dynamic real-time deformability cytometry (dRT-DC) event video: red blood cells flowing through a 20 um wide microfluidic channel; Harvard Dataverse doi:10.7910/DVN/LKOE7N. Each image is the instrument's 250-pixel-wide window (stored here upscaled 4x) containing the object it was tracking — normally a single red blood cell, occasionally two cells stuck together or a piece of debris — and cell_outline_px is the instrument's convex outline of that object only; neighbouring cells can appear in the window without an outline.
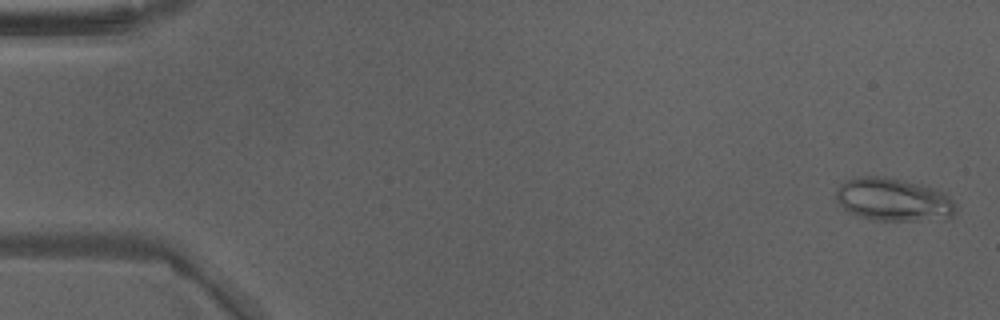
{"species": "Egyptian fruit bat (a non-hibernating species)", "species_latin": "Rousettus aegyptiacus", "temperature_condition": "warm", "stored_images_in_passage": 50, "camera_frame_rate_fps": 3000, "um_per_image_px": 0.085, "animal": {"sex": "male"}, "frame": {"image": 1, "passage_image": 2, "time_ms": 0.333, "image_size_px": [1000, 320], "cell_outline_px": [[956, 208], [952, 216], [912, 220], [880, 220], [860, 216], [848, 212], [836, 200], [836, 192], [840, 184], [844, 180], [860, 176], [880, 176], [920, 184], [932, 188], [948, 196], [952, 200]], "centroid_in_image_um": [75.86, 16.95], "position_along_channel_um": 9.1, "area_um2": 29.25}}
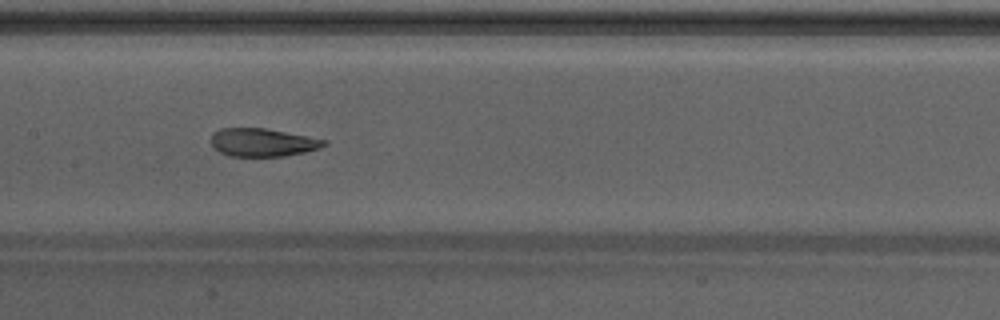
{"frame": {"image": 2, "passage_image": 25, "time_ms": 8.0, "image_size_px": [1000, 320], "cell_outline_px": [[328, 144], [320, 148], [304, 152], [284, 156], [228, 156], [212, 148], [212, 132], [220, 128], [264, 128], [308, 136], [328, 140]], "centroid_in_image_um": [22.32, 12.1], "position_along_channel_um": 185.1, "area_um2": 18.61}}
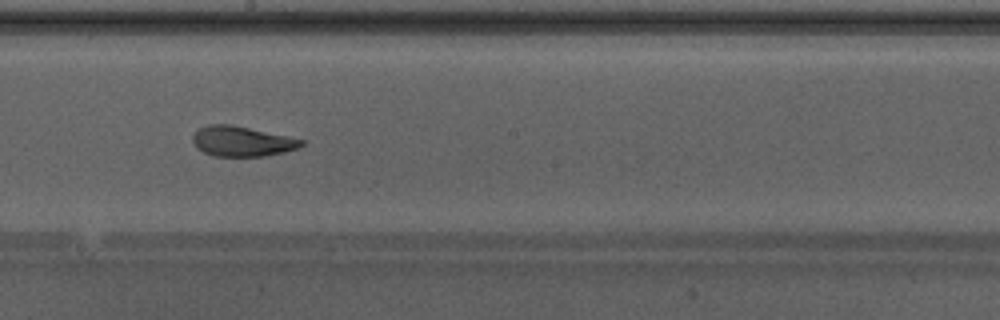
{"frame": {"image": 3, "passage_image": 28, "time_ms": 9.0, "image_size_px": [1000, 320], "cell_outline_px": [[304, 144], [296, 148], [284, 152], [264, 156], [212, 156], [196, 148], [192, 140], [192, 136], [200, 128], [208, 124], [228, 124], [288, 136], [304, 140]], "centroid_in_image_um": [20.53, 12.02], "position_along_channel_um": 227.7, "area_um2": 18.9}, "authors_computed_cell_mechanics": {"area_um2": 20.9525, "velocity_mm_per_s": 4.2639, "shape_relaxation_time_tau1_ms": 7.7943, "shape_relaxation_time_tau2_ms": 1.1747, "deformation_change_tau1": 0.234, "deformation_change_tau2": 0.0639}}